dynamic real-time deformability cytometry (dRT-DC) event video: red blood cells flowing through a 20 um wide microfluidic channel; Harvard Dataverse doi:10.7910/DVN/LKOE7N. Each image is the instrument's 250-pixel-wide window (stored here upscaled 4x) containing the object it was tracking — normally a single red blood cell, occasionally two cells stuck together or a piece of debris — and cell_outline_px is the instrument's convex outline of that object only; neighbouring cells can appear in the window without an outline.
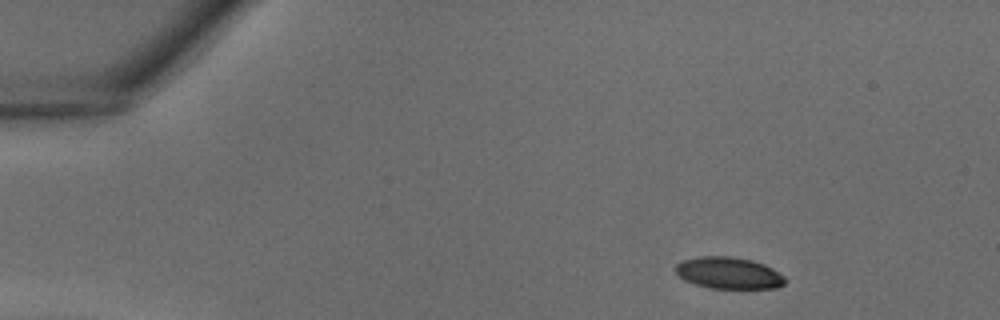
{"species": "common noctule bat (a hibernating species)", "species_latin": "Nyctalus noctula", "temperature_condition": "warm", "stored_images_in_passage": 34, "camera_frame_rate_fps": 3000, "um_per_image_px": 0.085, "animal": {"sex": "male", "body_mass_g": 18.8}, "frame": {"image": 1, "passage_image": 1, "time_ms": 0.0, "image_size_px": [1000, 320], "cell_outline_px": [[788, 280], [784, 284], [776, 288], [708, 288], [684, 280], [676, 272], [676, 264], [684, 260], [700, 256], [732, 256], [752, 260], [764, 264], [772, 268], [784, 276]], "centroid_in_image_um": [61.97, 23.2], "position_along_channel_um": 23.0, "area_um2": 20.23}}
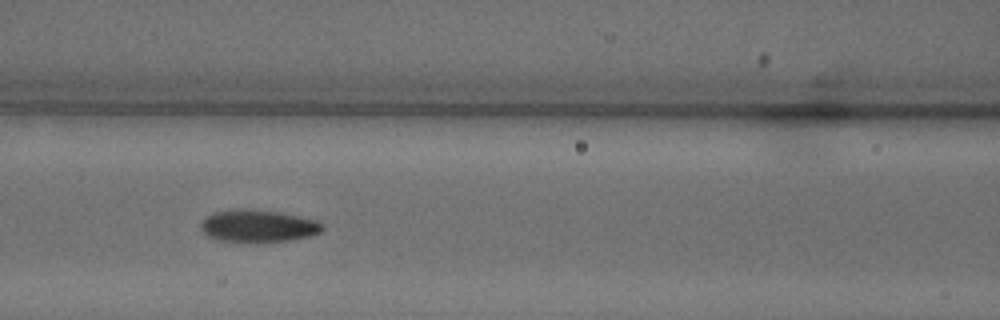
{"frame": {"image": 2, "passage_image": 13, "time_ms": 4.0, "image_size_px": [1000, 320], "cell_outline_px": [[324, 228], [320, 232], [308, 236], [292, 240], [256, 244], [212, 240], [200, 228], [200, 224], [212, 212], [248, 208], [280, 212], [316, 220], [324, 224]], "centroid_in_image_um": [21.92, 19.24], "position_along_channel_um": 144.7, "area_um2": 23.52}}
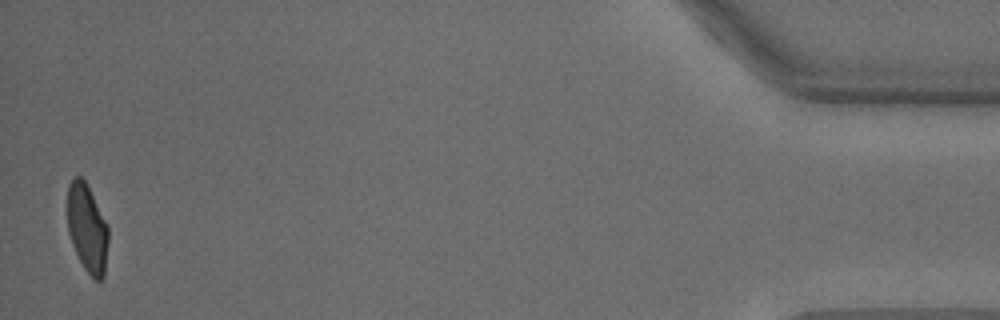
{"frame": {"image": 3, "passage_image": 34, "time_ms": 11.0, "image_size_px": [1000, 320], "cell_outline_px": [[108, 240], [104, 276], [100, 280], [96, 280], [84, 268], [72, 244], [68, 232], [68, 184], [72, 176], [80, 176], [84, 180], [108, 224]], "centroid_in_image_um": [7.41, 19.38], "position_along_channel_um": 427.8, "area_um2": 20.87}}